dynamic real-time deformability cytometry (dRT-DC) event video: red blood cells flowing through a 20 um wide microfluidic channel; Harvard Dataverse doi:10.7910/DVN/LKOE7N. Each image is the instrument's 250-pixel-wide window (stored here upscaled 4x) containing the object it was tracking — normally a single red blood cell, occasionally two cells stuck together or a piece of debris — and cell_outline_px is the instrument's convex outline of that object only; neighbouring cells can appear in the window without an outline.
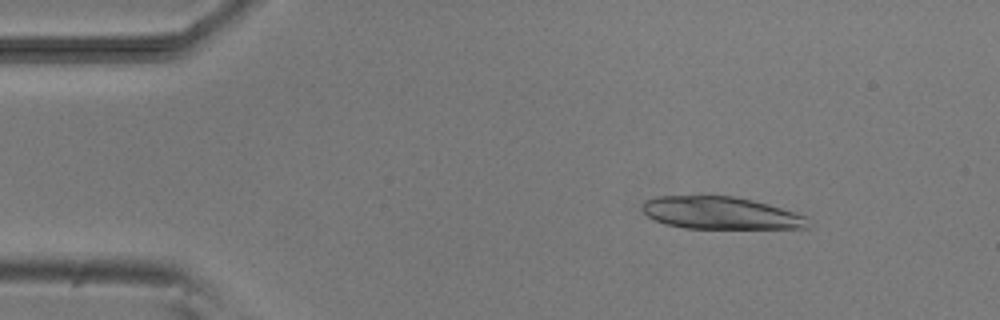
{"species": "common noctule bat (a hibernating species)", "species_latin": "Nyctalus noctula", "temperature_condition": "room temperature", "stored_images_in_passage": 51, "camera_frame_rate_fps": 3000, "um_per_image_px": 0.085, "animal": {"sex": "male", "body_mass_g": 20.5, "forearm_length_mm": 52.5}, "frame": {"image": 1, "passage_image": 6, "time_ms": 1.667, "image_size_px": [1000, 320], "cell_outline_px": [[808, 228], [684, 228], [664, 224], [648, 216], [640, 208], [644, 200], [656, 196], [732, 196], [752, 200], [768, 204], [808, 216]], "centroid_in_image_um": [61.22, 18.1], "position_along_channel_um": 23.8, "area_um2": 31.27}}
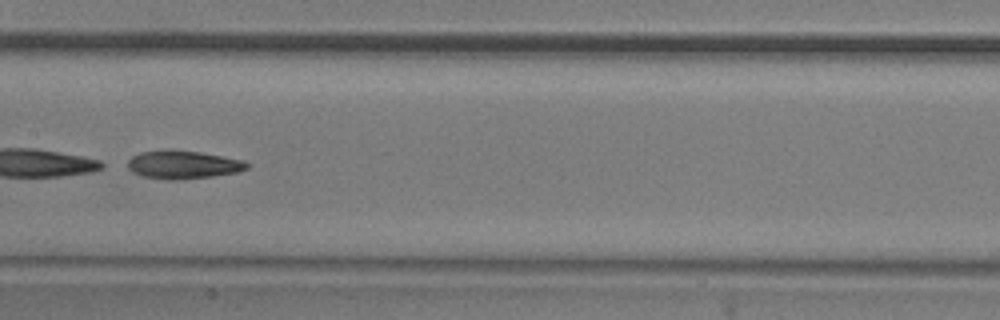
{"frame": {"image": 2, "passage_image": 25, "time_ms": 8.0, "image_size_px": [1000, 320], "cell_outline_px": [[252, 164], [248, 168], [236, 172], [212, 176], [176, 180], [168, 180], [144, 176], [132, 172], [128, 168], [128, 160], [132, 156], [140, 152], [200, 152], [244, 160]], "centroid_in_image_um": [15.61, 14.03], "position_along_channel_um": 191.8, "area_um2": 18.96}}
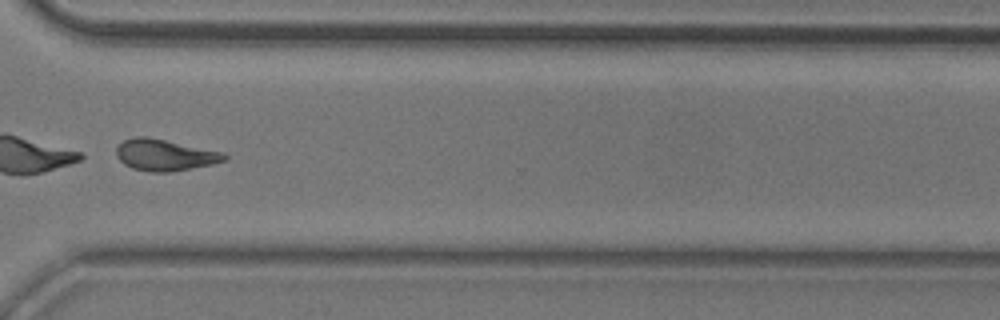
{"frame": {"image": 3, "passage_image": 38, "time_ms": 12.333, "image_size_px": [1000, 320], "cell_outline_px": [[228, 160], [212, 164], [168, 172], [152, 172], [132, 168], [124, 164], [116, 156], [116, 148], [124, 140], [132, 136], [144, 136], [224, 152], [228, 156]], "centroid_in_image_um": [14.0, 13.17], "position_along_channel_um": 356.6, "area_um2": 19.65}}